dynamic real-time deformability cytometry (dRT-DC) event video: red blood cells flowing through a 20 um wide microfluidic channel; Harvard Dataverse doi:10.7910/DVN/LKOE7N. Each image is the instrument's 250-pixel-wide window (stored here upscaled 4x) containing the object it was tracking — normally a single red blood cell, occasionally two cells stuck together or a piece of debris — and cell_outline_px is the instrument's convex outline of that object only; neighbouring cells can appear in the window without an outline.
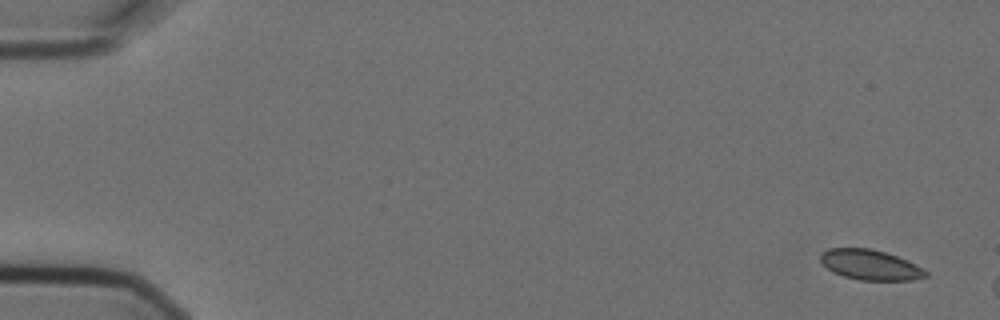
{"species": "Egyptian fruit bat (a non-hibernating species)", "species_latin": "Rousettus aegyptiacus", "temperature_condition": "cold", "stored_images_in_passage": 2, "camera_frame_rate_fps": 3000, "um_per_image_px": 0.085, "animal": {"sex": "female"}, "frame": {"image": 1, "passage_image": 1, "time_ms": 0.0, "image_size_px": [1000, 320], "cell_outline_px": [[928, 276], [912, 280], [860, 280], [844, 276], [832, 272], [820, 260], [820, 252], [828, 248], [872, 248], [896, 256], [916, 264], [928, 272]], "centroid_in_image_um": [73.96, 22.51], "position_along_channel_um": 11.0, "area_um2": 18.5}}